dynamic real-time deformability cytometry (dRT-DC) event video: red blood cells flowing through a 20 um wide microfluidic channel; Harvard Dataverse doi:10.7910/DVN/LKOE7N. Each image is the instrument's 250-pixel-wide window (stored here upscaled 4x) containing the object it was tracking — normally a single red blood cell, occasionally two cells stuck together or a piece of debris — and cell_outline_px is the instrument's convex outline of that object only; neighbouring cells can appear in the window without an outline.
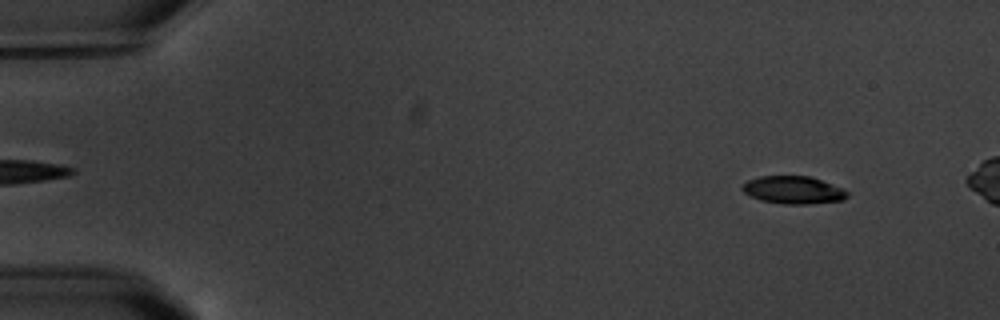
{"species": "common noctule bat (a hibernating species)", "species_latin": "Nyctalus noctula", "temperature_condition": "warm", "stored_images_in_passage": 8, "camera_frame_rate_fps": 3000, "um_per_image_px": 0.085, "animal": {"sex": "male", "body_mass_g": 20.1, "forearm_length_mm": 53.5}, "frame": {"image": 1, "passage_image": 1, "time_ms": 0.0, "image_size_px": [1000, 320], "cell_outline_px": [[848, 196], [844, 200], [808, 204], [784, 204], [760, 200], [744, 192], [740, 188], [748, 180], [760, 176], [808, 176], [844, 188], [848, 192]], "centroid_in_image_um": [67.45, 16.15], "position_along_channel_um": 17.6, "area_um2": 16.88}}
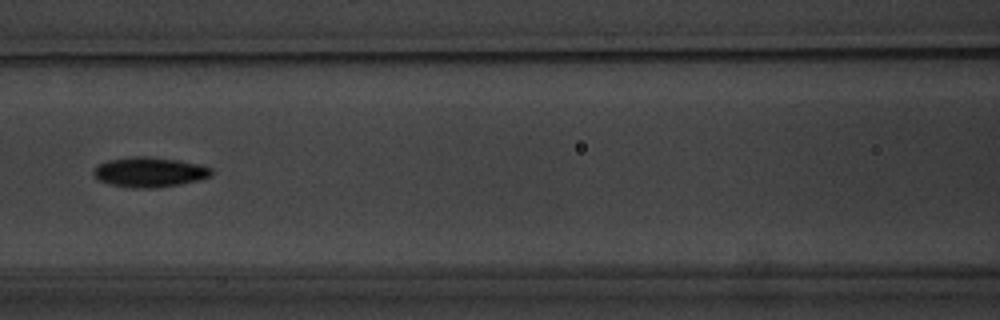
{"frame": {"image": 2, "passage_image": 7, "time_ms": 7.0, "image_size_px": [1000, 320], "cell_outline_px": [[212, 176], [200, 180], [180, 184], [156, 188], [132, 188], [108, 184], [100, 180], [92, 172], [96, 164], [108, 160], [128, 156], [148, 156], [180, 160], [212, 168]], "centroid_in_image_um": [12.69, 14.62], "position_along_channel_um": 153.9, "area_um2": 20.81}}